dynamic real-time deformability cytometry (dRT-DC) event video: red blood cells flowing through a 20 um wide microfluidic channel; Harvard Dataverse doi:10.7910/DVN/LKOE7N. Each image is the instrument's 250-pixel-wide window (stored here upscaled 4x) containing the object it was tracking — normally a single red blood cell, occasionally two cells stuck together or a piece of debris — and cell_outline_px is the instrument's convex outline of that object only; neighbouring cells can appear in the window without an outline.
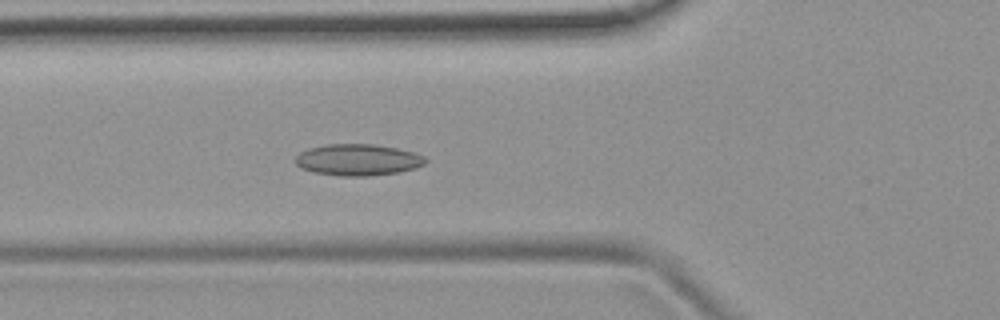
{"species": "common noctule bat (a hibernating species)", "species_latin": "Nyctalus noctula", "temperature_condition": "room temperature", "stored_images_in_passage": 28, "camera_frame_rate_fps": 3000, "um_per_image_px": 0.085, "animal": {"sex": "female", "body_mass_g": 19.9}, "frame": {"image": 1, "passage_image": 3, "time_ms": 0.667, "image_size_px": [1000, 320], "cell_outline_px": [[428, 160], [424, 164], [416, 168], [400, 172], [368, 176], [340, 176], [312, 172], [300, 168], [296, 164], [296, 156], [300, 152], [308, 148], [328, 144], [376, 144], [416, 152], [424, 156]], "centroid_in_image_um": [30.44, 13.59], "position_along_channel_um": 95.4, "area_um2": 24.1}}
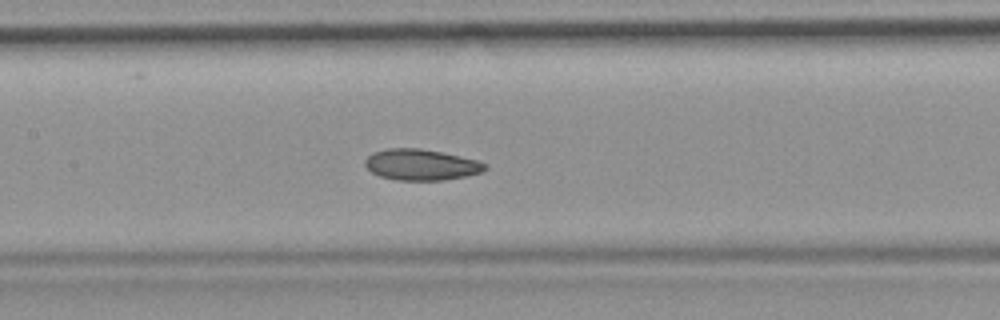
{"frame": {"image": 2, "passage_image": 9, "time_ms": 2.667, "image_size_px": [1000, 320], "cell_outline_px": [[488, 168], [484, 172], [444, 180], [396, 180], [380, 176], [372, 172], [364, 164], [364, 160], [372, 152], [388, 148], [420, 148], [440, 152], [476, 160], [488, 164]], "centroid_in_image_um": [35.79, 14.0], "position_along_channel_um": 171.6, "area_um2": 21.68}}
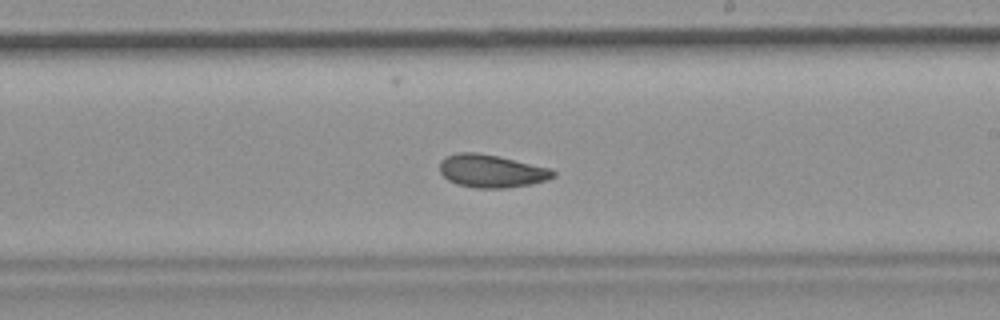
{"frame": {"image": 3, "passage_image": 15, "time_ms": 4.667, "image_size_px": [1000, 320], "cell_outline_px": [[556, 176], [548, 180], [532, 184], [504, 188], [476, 188], [456, 184], [448, 180], [440, 172], [440, 160], [456, 152], [476, 152], [496, 156], [552, 168], [556, 172]], "centroid_in_image_um": [41.8, 14.54], "position_along_channel_um": 247.2, "area_um2": 21.85}, "authors_computed_cell_mechanics": {"area_um2": 21.5883, "velocity_mm_per_s": 3.8056, "shape_relaxation_time_tau1_ms": null, "shape_relaxation_time_tau2_ms": 2.3927, "deformation_change_tau1": null, "deformation_change_tau2": 0.0738}}